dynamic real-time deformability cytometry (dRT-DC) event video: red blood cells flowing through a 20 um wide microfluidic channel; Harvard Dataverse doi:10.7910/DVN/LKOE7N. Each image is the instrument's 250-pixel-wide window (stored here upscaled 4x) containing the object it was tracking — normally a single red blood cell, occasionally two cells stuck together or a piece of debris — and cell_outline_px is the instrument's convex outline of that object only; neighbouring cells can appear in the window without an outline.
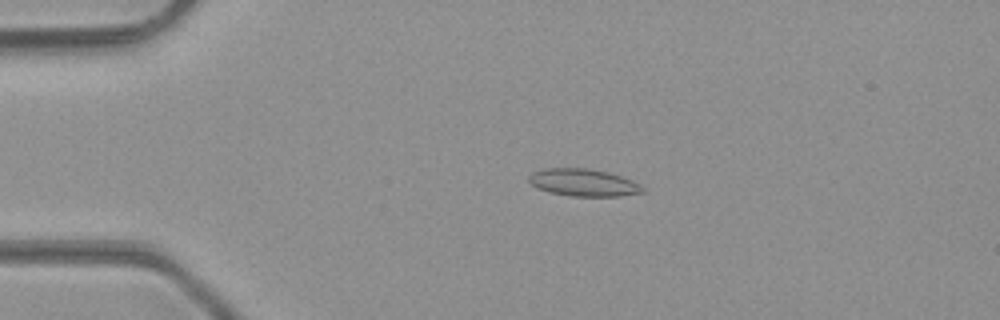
{"species": "common noctule bat (a hibernating species)", "species_latin": "Nyctalus noctula", "temperature_condition": "room temperature", "stored_images_in_passage": 48, "camera_frame_rate_fps": 3000, "um_per_image_px": 0.085, "animal": {"sex": "male", "body_mass_g": 23.1, "forearm_length_mm": 52.7}, "frame": {"image": 1, "passage_image": 10, "time_ms": 3.0, "image_size_px": [1000, 320], "cell_outline_px": [[644, 192], [620, 196], [568, 196], [548, 192], [536, 188], [528, 180], [528, 176], [532, 172], [544, 168], [588, 168], [608, 172], [632, 180], [640, 184], [644, 188]], "centroid_in_image_um": [49.56, 15.52], "position_along_channel_um": 35.4, "area_um2": 18.26}}
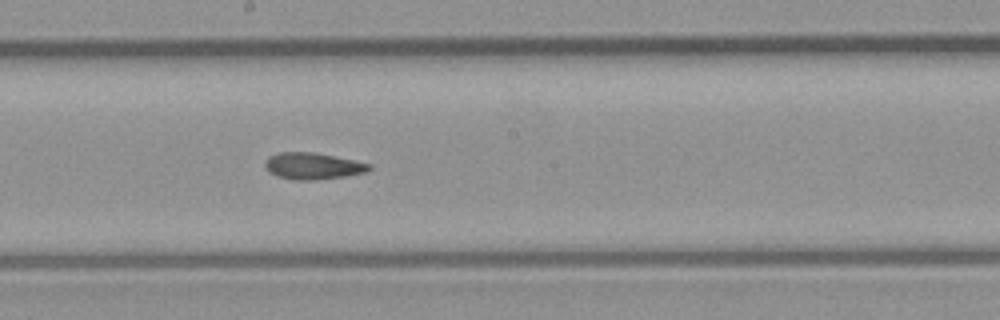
{"frame": {"image": 2, "passage_image": 26, "time_ms": 8.333, "image_size_px": [1000, 320], "cell_outline_px": [[372, 168], [368, 172], [344, 176], [308, 180], [292, 180], [276, 176], [268, 172], [264, 164], [264, 160], [268, 156], [280, 152], [316, 152], [356, 160], [372, 164]], "centroid_in_image_um": [26.59, 14.1], "position_along_channel_um": 221.6, "area_um2": 16.42}}
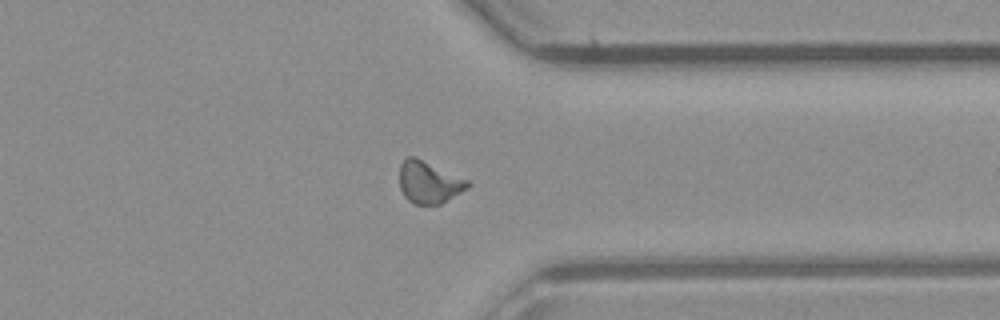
{"frame": {"image": 3, "passage_image": 37, "time_ms": 12.0, "image_size_px": [1000, 320], "cell_outline_px": [[472, 184], [468, 188], [440, 204], [412, 204], [404, 196], [400, 188], [400, 164], [408, 156], [416, 156], [468, 180]], "centroid_in_image_um": [36.45, 15.48], "position_along_channel_um": 374.9, "area_um2": 16.76}, "authors_computed_cell_mechanics": {"area_um2": 16.473, "velocity_mm_per_s": 4.2735, "shape_relaxation_time_tau1_ms": null, "shape_relaxation_time_tau2_ms": 3.7022, "deformation_change_tau1": null, "deformation_change_tau2": 0.104}}